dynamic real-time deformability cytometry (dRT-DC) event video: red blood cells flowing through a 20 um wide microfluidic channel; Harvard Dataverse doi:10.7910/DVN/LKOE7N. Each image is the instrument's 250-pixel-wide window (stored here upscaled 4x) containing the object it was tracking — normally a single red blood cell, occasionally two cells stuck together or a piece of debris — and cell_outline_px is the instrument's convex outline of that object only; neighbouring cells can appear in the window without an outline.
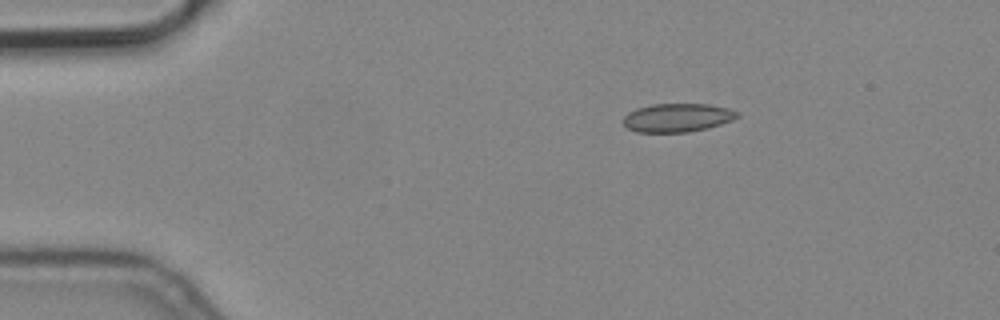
{"species": "common noctule bat (a hibernating species)", "species_latin": "Nyctalus noctula", "temperature_condition": "cold", "stored_images_in_passage": 3, "camera_frame_rate_fps": 3000, "um_per_image_px": 0.085, "animal": {"sex": "male", "body_mass_g": 19.2, "forearm_length_mm": 51.8}, "frame": {"image": 1, "passage_image": 2, "time_ms": 0.333, "image_size_px": [1000, 320], "cell_outline_px": [[740, 116], [732, 120], [708, 128], [688, 132], [636, 132], [628, 128], [624, 124], [624, 116], [628, 112], [636, 108], [652, 104], [708, 104], [728, 108], [740, 112]], "centroid_in_image_um": [57.59, 10.0], "position_along_channel_um": 27.4, "area_um2": 19.02}}